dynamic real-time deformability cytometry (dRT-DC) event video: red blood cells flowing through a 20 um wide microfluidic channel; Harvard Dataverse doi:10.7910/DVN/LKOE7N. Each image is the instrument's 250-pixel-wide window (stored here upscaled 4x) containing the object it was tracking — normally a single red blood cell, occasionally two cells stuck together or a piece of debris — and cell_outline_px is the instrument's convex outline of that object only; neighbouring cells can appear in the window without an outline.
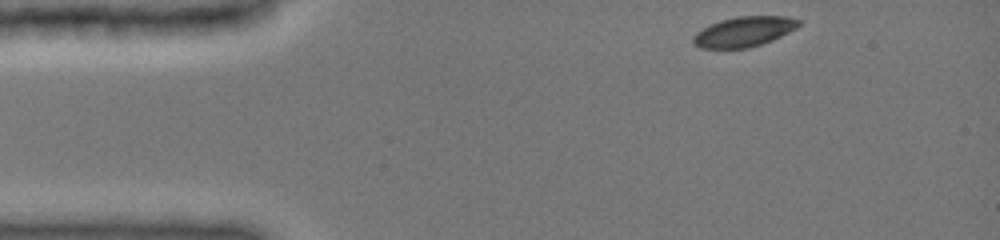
{"species": "common noctule bat (a hibernating species)", "species_latin": "Nyctalus noctula", "temperature_condition": "cold", "stored_images_in_passage": 39, "camera_frame_rate_fps": 3000, "um_per_image_px": 0.085, "animal": {"sex": "female", "body_mass_g": 19.0, "forearm_length_mm": 51.5}, "frame": {"image": 1, "passage_image": 1, "time_ms": 0.0, "image_size_px": [1000, 240], "cell_outline_px": [[800, 24], [796, 28], [772, 40], [748, 48], [700, 48], [692, 40], [692, 36], [696, 32], [708, 24], [720, 20], [736, 16], [788, 16], [800, 20]], "centroid_in_image_um": [63.21, 2.67], "position_along_channel_um": 21.8, "area_um2": 18.5}}
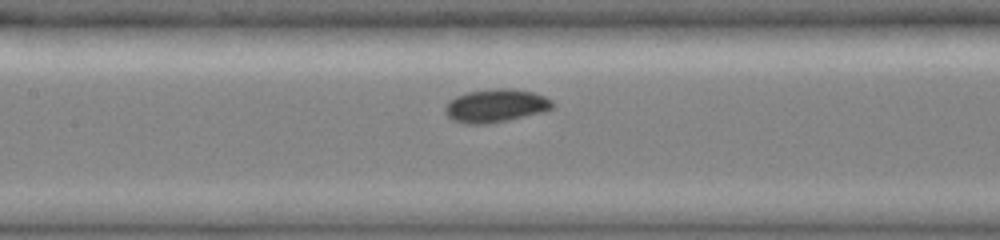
{"frame": {"image": 2, "passage_image": 17, "time_ms": 5.333, "image_size_px": [1000, 240], "cell_outline_px": [[556, 104], [552, 108], [544, 112], [508, 120], [488, 124], [464, 124], [452, 120], [444, 112], [444, 108], [448, 100], [456, 96], [468, 92], [496, 88], [512, 88], [532, 92], [544, 96], [552, 100]], "centroid_in_image_um": [42.13, 8.99], "position_along_channel_um": 165.3, "area_um2": 21.04}}
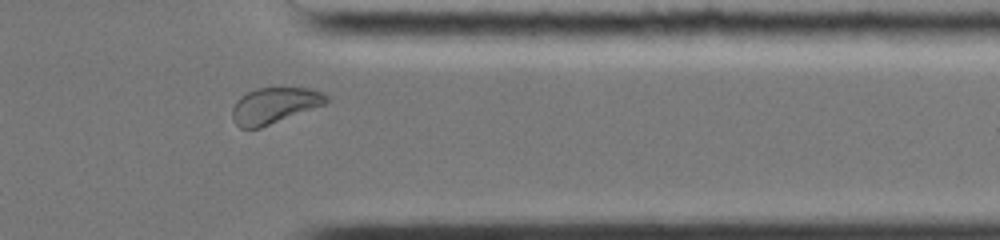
{"frame": {"image": 3, "passage_image": 34, "time_ms": 11.0, "image_size_px": [1000, 240], "cell_outline_px": [[328, 100], [324, 104], [260, 128], [240, 128], [232, 120], [232, 108], [236, 100], [248, 92], [256, 88], [284, 84], [308, 88], [324, 92], [328, 96]], "centroid_in_image_um": [23.33, 8.9], "position_along_channel_um": 388.1, "area_um2": 20.29}, "authors_computed_cell_mechanics": {"area_um2": 19.652, "velocity_mm_per_s": 3.9185, "shape_relaxation_time_tau1_ms": 1.0616, "shape_relaxation_time_tau2_ms": null, "deformation_change_tau1": 0.0391, "deformation_change_tau2": null}}